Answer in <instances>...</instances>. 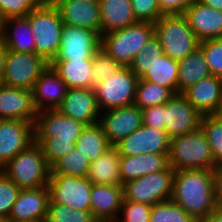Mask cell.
I'll return each mask as SVG.
<instances>
[{
  "label": "cell",
  "mask_w": 222,
  "mask_h": 222,
  "mask_svg": "<svg viewBox=\"0 0 222 222\" xmlns=\"http://www.w3.org/2000/svg\"><path fill=\"white\" fill-rule=\"evenodd\" d=\"M168 157L169 164L174 170H216L219 167L201 128L192 133L170 138Z\"/></svg>",
  "instance_id": "cell-2"
},
{
  "label": "cell",
  "mask_w": 222,
  "mask_h": 222,
  "mask_svg": "<svg viewBox=\"0 0 222 222\" xmlns=\"http://www.w3.org/2000/svg\"><path fill=\"white\" fill-rule=\"evenodd\" d=\"M216 209L222 211V166L216 169Z\"/></svg>",
  "instance_id": "cell-48"
},
{
  "label": "cell",
  "mask_w": 222,
  "mask_h": 222,
  "mask_svg": "<svg viewBox=\"0 0 222 222\" xmlns=\"http://www.w3.org/2000/svg\"><path fill=\"white\" fill-rule=\"evenodd\" d=\"M178 71V61L163 54L142 79L169 88L174 94H178Z\"/></svg>",
  "instance_id": "cell-32"
},
{
  "label": "cell",
  "mask_w": 222,
  "mask_h": 222,
  "mask_svg": "<svg viewBox=\"0 0 222 222\" xmlns=\"http://www.w3.org/2000/svg\"><path fill=\"white\" fill-rule=\"evenodd\" d=\"M155 35L152 22H137L102 35L101 49L122 66L129 67L136 54Z\"/></svg>",
  "instance_id": "cell-4"
},
{
  "label": "cell",
  "mask_w": 222,
  "mask_h": 222,
  "mask_svg": "<svg viewBox=\"0 0 222 222\" xmlns=\"http://www.w3.org/2000/svg\"><path fill=\"white\" fill-rule=\"evenodd\" d=\"M64 24L93 29L101 33L99 2L84 0H50Z\"/></svg>",
  "instance_id": "cell-20"
},
{
  "label": "cell",
  "mask_w": 222,
  "mask_h": 222,
  "mask_svg": "<svg viewBox=\"0 0 222 222\" xmlns=\"http://www.w3.org/2000/svg\"><path fill=\"white\" fill-rule=\"evenodd\" d=\"M201 118L182 93L175 94L164 104L165 131L170 138L198 130Z\"/></svg>",
  "instance_id": "cell-14"
},
{
  "label": "cell",
  "mask_w": 222,
  "mask_h": 222,
  "mask_svg": "<svg viewBox=\"0 0 222 222\" xmlns=\"http://www.w3.org/2000/svg\"><path fill=\"white\" fill-rule=\"evenodd\" d=\"M34 142V122L16 119L0 121V170Z\"/></svg>",
  "instance_id": "cell-15"
},
{
  "label": "cell",
  "mask_w": 222,
  "mask_h": 222,
  "mask_svg": "<svg viewBox=\"0 0 222 222\" xmlns=\"http://www.w3.org/2000/svg\"><path fill=\"white\" fill-rule=\"evenodd\" d=\"M50 2V0H43V3Z\"/></svg>",
  "instance_id": "cell-58"
},
{
  "label": "cell",
  "mask_w": 222,
  "mask_h": 222,
  "mask_svg": "<svg viewBox=\"0 0 222 222\" xmlns=\"http://www.w3.org/2000/svg\"><path fill=\"white\" fill-rule=\"evenodd\" d=\"M174 173L175 170L169 166L166 170L123 183L124 200L151 206L171 200Z\"/></svg>",
  "instance_id": "cell-7"
},
{
  "label": "cell",
  "mask_w": 222,
  "mask_h": 222,
  "mask_svg": "<svg viewBox=\"0 0 222 222\" xmlns=\"http://www.w3.org/2000/svg\"><path fill=\"white\" fill-rule=\"evenodd\" d=\"M143 124L165 130L164 105L150 106L142 109Z\"/></svg>",
  "instance_id": "cell-46"
},
{
  "label": "cell",
  "mask_w": 222,
  "mask_h": 222,
  "mask_svg": "<svg viewBox=\"0 0 222 222\" xmlns=\"http://www.w3.org/2000/svg\"><path fill=\"white\" fill-rule=\"evenodd\" d=\"M111 146L143 125L142 110L135 104L101 112L98 122Z\"/></svg>",
  "instance_id": "cell-12"
},
{
  "label": "cell",
  "mask_w": 222,
  "mask_h": 222,
  "mask_svg": "<svg viewBox=\"0 0 222 222\" xmlns=\"http://www.w3.org/2000/svg\"><path fill=\"white\" fill-rule=\"evenodd\" d=\"M21 191L7 175L0 170V219H8L12 211L13 204Z\"/></svg>",
  "instance_id": "cell-42"
},
{
  "label": "cell",
  "mask_w": 222,
  "mask_h": 222,
  "mask_svg": "<svg viewBox=\"0 0 222 222\" xmlns=\"http://www.w3.org/2000/svg\"><path fill=\"white\" fill-rule=\"evenodd\" d=\"M90 211L96 220L115 222L124 200L123 186L93 184Z\"/></svg>",
  "instance_id": "cell-24"
},
{
  "label": "cell",
  "mask_w": 222,
  "mask_h": 222,
  "mask_svg": "<svg viewBox=\"0 0 222 222\" xmlns=\"http://www.w3.org/2000/svg\"><path fill=\"white\" fill-rule=\"evenodd\" d=\"M154 26L163 53L176 61L183 60L199 47L200 41L184 14L162 15Z\"/></svg>",
  "instance_id": "cell-6"
},
{
  "label": "cell",
  "mask_w": 222,
  "mask_h": 222,
  "mask_svg": "<svg viewBox=\"0 0 222 222\" xmlns=\"http://www.w3.org/2000/svg\"><path fill=\"white\" fill-rule=\"evenodd\" d=\"M194 0H158L160 11L165 14H184Z\"/></svg>",
  "instance_id": "cell-47"
},
{
  "label": "cell",
  "mask_w": 222,
  "mask_h": 222,
  "mask_svg": "<svg viewBox=\"0 0 222 222\" xmlns=\"http://www.w3.org/2000/svg\"><path fill=\"white\" fill-rule=\"evenodd\" d=\"M1 170L21 189L48 186L51 174V166L45 159L41 146L35 141Z\"/></svg>",
  "instance_id": "cell-3"
},
{
  "label": "cell",
  "mask_w": 222,
  "mask_h": 222,
  "mask_svg": "<svg viewBox=\"0 0 222 222\" xmlns=\"http://www.w3.org/2000/svg\"><path fill=\"white\" fill-rule=\"evenodd\" d=\"M211 75L222 78V37L200 41Z\"/></svg>",
  "instance_id": "cell-41"
},
{
  "label": "cell",
  "mask_w": 222,
  "mask_h": 222,
  "mask_svg": "<svg viewBox=\"0 0 222 222\" xmlns=\"http://www.w3.org/2000/svg\"><path fill=\"white\" fill-rule=\"evenodd\" d=\"M184 15L199 41L222 37L221 10L206 6L199 0H194Z\"/></svg>",
  "instance_id": "cell-23"
},
{
  "label": "cell",
  "mask_w": 222,
  "mask_h": 222,
  "mask_svg": "<svg viewBox=\"0 0 222 222\" xmlns=\"http://www.w3.org/2000/svg\"><path fill=\"white\" fill-rule=\"evenodd\" d=\"M216 170H175L171 199L194 219L216 209Z\"/></svg>",
  "instance_id": "cell-1"
},
{
  "label": "cell",
  "mask_w": 222,
  "mask_h": 222,
  "mask_svg": "<svg viewBox=\"0 0 222 222\" xmlns=\"http://www.w3.org/2000/svg\"><path fill=\"white\" fill-rule=\"evenodd\" d=\"M200 128L207 137L216 164L222 166V120L215 114L202 115Z\"/></svg>",
  "instance_id": "cell-36"
},
{
  "label": "cell",
  "mask_w": 222,
  "mask_h": 222,
  "mask_svg": "<svg viewBox=\"0 0 222 222\" xmlns=\"http://www.w3.org/2000/svg\"><path fill=\"white\" fill-rule=\"evenodd\" d=\"M4 24H5V18L3 17V15L0 11V39L3 38Z\"/></svg>",
  "instance_id": "cell-52"
},
{
  "label": "cell",
  "mask_w": 222,
  "mask_h": 222,
  "mask_svg": "<svg viewBox=\"0 0 222 222\" xmlns=\"http://www.w3.org/2000/svg\"><path fill=\"white\" fill-rule=\"evenodd\" d=\"M49 201L48 186L21 189L7 220L11 222H45Z\"/></svg>",
  "instance_id": "cell-16"
},
{
  "label": "cell",
  "mask_w": 222,
  "mask_h": 222,
  "mask_svg": "<svg viewBox=\"0 0 222 222\" xmlns=\"http://www.w3.org/2000/svg\"><path fill=\"white\" fill-rule=\"evenodd\" d=\"M163 54L160 40L154 35L144 45L142 50L136 54L129 67L131 71L141 79Z\"/></svg>",
  "instance_id": "cell-35"
},
{
  "label": "cell",
  "mask_w": 222,
  "mask_h": 222,
  "mask_svg": "<svg viewBox=\"0 0 222 222\" xmlns=\"http://www.w3.org/2000/svg\"><path fill=\"white\" fill-rule=\"evenodd\" d=\"M101 35L136 24L131 0H99Z\"/></svg>",
  "instance_id": "cell-26"
},
{
  "label": "cell",
  "mask_w": 222,
  "mask_h": 222,
  "mask_svg": "<svg viewBox=\"0 0 222 222\" xmlns=\"http://www.w3.org/2000/svg\"><path fill=\"white\" fill-rule=\"evenodd\" d=\"M75 147L90 163H92L112 146L108 142L102 126L96 123L88 125L83 129L76 140Z\"/></svg>",
  "instance_id": "cell-31"
},
{
  "label": "cell",
  "mask_w": 222,
  "mask_h": 222,
  "mask_svg": "<svg viewBox=\"0 0 222 222\" xmlns=\"http://www.w3.org/2000/svg\"><path fill=\"white\" fill-rule=\"evenodd\" d=\"M204 5L222 11V0H199Z\"/></svg>",
  "instance_id": "cell-51"
},
{
  "label": "cell",
  "mask_w": 222,
  "mask_h": 222,
  "mask_svg": "<svg viewBox=\"0 0 222 222\" xmlns=\"http://www.w3.org/2000/svg\"><path fill=\"white\" fill-rule=\"evenodd\" d=\"M123 66L116 62L105 51L100 49L93 56L92 68V88L105 79H109L113 74L119 71Z\"/></svg>",
  "instance_id": "cell-40"
},
{
  "label": "cell",
  "mask_w": 222,
  "mask_h": 222,
  "mask_svg": "<svg viewBox=\"0 0 222 222\" xmlns=\"http://www.w3.org/2000/svg\"><path fill=\"white\" fill-rule=\"evenodd\" d=\"M38 111L32 90L4 85L0 90V118L35 122Z\"/></svg>",
  "instance_id": "cell-21"
},
{
  "label": "cell",
  "mask_w": 222,
  "mask_h": 222,
  "mask_svg": "<svg viewBox=\"0 0 222 222\" xmlns=\"http://www.w3.org/2000/svg\"><path fill=\"white\" fill-rule=\"evenodd\" d=\"M3 86H4L3 78L0 77V90H1V88H2Z\"/></svg>",
  "instance_id": "cell-54"
},
{
  "label": "cell",
  "mask_w": 222,
  "mask_h": 222,
  "mask_svg": "<svg viewBox=\"0 0 222 222\" xmlns=\"http://www.w3.org/2000/svg\"><path fill=\"white\" fill-rule=\"evenodd\" d=\"M2 39L8 50L35 53V38L26 17L5 19Z\"/></svg>",
  "instance_id": "cell-27"
},
{
  "label": "cell",
  "mask_w": 222,
  "mask_h": 222,
  "mask_svg": "<svg viewBox=\"0 0 222 222\" xmlns=\"http://www.w3.org/2000/svg\"><path fill=\"white\" fill-rule=\"evenodd\" d=\"M68 89L66 83L49 64L32 88L35 109L38 112L58 109Z\"/></svg>",
  "instance_id": "cell-19"
},
{
  "label": "cell",
  "mask_w": 222,
  "mask_h": 222,
  "mask_svg": "<svg viewBox=\"0 0 222 222\" xmlns=\"http://www.w3.org/2000/svg\"><path fill=\"white\" fill-rule=\"evenodd\" d=\"M58 110L86 126L99 122V110L94 88H69Z\"/></svg>",
  "instance_id": "cell-18"
},
{
  "label": "cell",
  "mask_w": 222,
  "mask_h": 222,
  "mask_svg": "<svg viewBox=\"0 0 222 222\" xmlns=\"http://www.w3.org/2000/svg\"><path fill=\"white\" fill-rule=\"evenodd\" d=\"M7 54H8V49L4 44L3 39H0V77H3L4 74Z\"/></svg>",
  "instance_id": "cell-49"
},
{
  "label": "cell",
  "mask_w": 222,
  "mask_h": 222,
  "mask_svg": "<svg viewBox=\"0 0 222 222\" xmlns=\"http://www.w3.org/2000/svg\"><path fill=\"white\" fill-rule=\"evenodd\" d=\"M39 3L38 0H0V11L5 19L26 17Z\"/></svg>",
  "instance_id": "cell-45"
},
{
  "label": "cell",
  "mask_w": 222,
  "mask_h": 222,
  "mask_svg": "<svg viewBox=\"0 0 222 222\" xmlns=\"http://www.w3.org/2000/svg\"><path fill=\"white\" fill-rule=\"evenodd\" d=\"M58 54L53 61L93 60L101 49L99 31L64 24L61 30Z\"/></svg>",
  "instance_id": "cell-9"
},
{
  "label": "cell",
  "mask_w": 222,
  "mask_h": 222,
  "mask_svg": "<svg viewBox=\"0 0 222 222\" xmlns=\"http://www.w3.org/2000/svg\"><path fill=\"white\" fill-rule=\"evenodd\" d=\"M181 206L172 199L152 206L150 222H195Z\"/></svg>",
  "instance_id": "cell-37"
},
{
  "label": "cell",
  "mask_w": 222,
  "mask_h": 222,
  "mask_svg": "<svg viewBox=\"0 0 222 222\" xmlns=\"http://www.w3.org/2000/svg\"><path fill=\"white\" fill-rule=\"evenodd\" d=\"M90 162L75 147L51 165L50 175L86 177Z\"/></svg>",
  "instance_id": "cell-34"
},
{
  "label": "cell",
  "mask_w": 222,
  "mask_h": 222,
  "mask_svg": "<svg viewBox=\"0 0 222 222\" xmlns=\"http://www.w3.org/2000/svg\"><path fill=\"white\" fill-rule=\"evenodd\" d=\"M50 65L68 88H92L93 60L52 61Z\"/></svg>",
  "instance_id": "cell-29"
},
{
  "label": "cell",
  "mask_w": 222,
  "mask_h": 222,
  "mask_svg": "<svg viewBox=\"0 0 222 222\" xmlns=\"http://www.w3.org/2000/svg\"><path fill=\"white\" fill-rule=\"evenodd\" d=\"M49 64L36 53L8 50L2 77L4 85L32 90L34 84Z\"/></svg>",
  "instance_id": "cell-10"
},
{
  "label": "cell",
  "mask_w": 222,
  "mask_h": 222,
  "mask_svg": "<svg viewBox=\"0 0 222 222\" xmlns=\"http://www.w3.org/2000/svg\"><path fill=\"white\" fill-rule=\"evenodd\" d=\"M35 40V53L51 63L60 47L64 25L51 2L39 3L27 16Z\"/></svg>",
  "instance_id": "cell-5"
},
{
  "label": "cell",
  "mask_w": 222,
  "mask_h": 222,
  "mask_svg": "<svg viewBox=\"0 0 222 222\" xmlns=\"http://www.w3.org/2000/svg\"><path fill=\"white\" fill-rule=\"evenodd\" d=\"M201 115H213L222 103V78L210 75L182 93Z\"/></svg>",
  "instance_id": "cell-22"
},
{
  "label": "cell",
  "mask_w": 222,
  "mask_h": 222,
  "mask_svg": "<svg viewBox=\"0 0 222 222\" xmlns=\"http://www.w3.org/2000/svg\"><path fill=\"white\" fill-rule=\"evenodd\" d=\"M120 156L169 153L170 137L165 130L142 125L114 146Z\"/></svg>",
  "instance_id": "cell-13"
},
{
  "label": "cell",
  "mask_w": 222,
  "mask_h": 222,
  "mask_svg": "<svg viewBox=\"0 0 222 222\" xmlns=\"http://www.w3.org/2000/svg\"><path fill=\"white\" fill-rule=\"evenodd\" d=\"M119 165L120 155L112 146L96 161L90 163L87 177L93 184L123 186Z\"/></svg>",
  "instance_id": "cell-28"
},
{
  "label": "cell",
  "mask_w": 222,
  "mask_h": 222,
  "mask_svg": "<svg viewBox=\"0 0 222 222\" xmlns=\"http://www.w3.org/2000/svg\"><path fill=\"white\" fill-rule=\"evenodd\" d=\"M84 1L92 2V3H97V2H99V0H84Z\"/></svg>",
  "instance_id": "cell-55"
},
{
  "label": "cell",
  "mask_w": 222,
  "mask_h": 222,
  "mask_svg": "<svg viewBox=\"0 0 222 222\" xmlns=\"http://www.w3.org/2000/svg\"><path fill=\"white\" fill-rule=\"evenodd\" d=\"M0 222H8L7 219H0Z\"/></svg>",
  "instance_id": "cell-56"
},
{
  "label": "cell",
  "mask_w": 222,
  "mask_h": 222,
  "mask_svg": "<svg viewBox=\"0 0 222 222\" xmlns=\"http://www.w3.org/2000/svg\"><path fill=\"white\" fill-rule=\"evenodd\" d=\"M195 222H222V211L215 209L207 216L197 219Z\"/></svg>",
  "instance_id": "cell-50"
},
{
  "label": "cell",
  "mask_w": 222,
  "mask_h": 222,
  "mask_svg": "<svg viewBox=\"0 0 222 222\" xmlns=\"http://www.w3.org/2000/svg\"><path fill=\"white\" fill-rule=\"evenodd\" d=\"M151 205L123 200L119 213L123 215L121 220L115 222H150Z\"/></svg>",
  "instance_id": "cell-43"
},
{
  "label": "cell",
  "mask_w": 222,
  "mask_h": 222,
  "mask_svg": "<svg viewBox=\"0 0 222 222\" xmlns=\"http://www.w3.org/2000/svg\"><path fill=\"white\" fill-rule=\"evenodd\" d=\"M139 78L130 67L123 66L109 79L94 86L96 100L101 112L134 104Z\"/></svg>",
  "instance_id": "cell-8"
},
{
  "label": "cell",
  "mask_w": 222,
  "mask_h": 222,
  "mask_svg": "<svg viewBox=\"0 0 222 222\" xmlns=\"http://www.w3.org/2000/svg\"><path fill=\"white\" fill-rule=\"evenodd\" d=\"M34 141L41 146L44 157L50 166L73 150L76 143L72 140H56V137H34Z\"/></svg>",
  "instance_id": "cell-39"
},
{
  "label": "cell",
  "mask_w": 222,
  "mask_h": 222,
  "mask_svg": "<svg viewBox=\"0 0 222 222\" xmlns=\"http://www.w3.org/2000/svg\"><path fill=\"white\" fill-rule=\"evenodd\" d=\"M92 185L87 176L50 175L49 203L63 204L72 210H90Z\"/></svg>",
  "instance_id": "cell-11"
},
{
  "label": "cell",
  "mask_w": 222,
  "mask_h": 222,
  "mask_svg": "<svg viewBox=\"0 0 222 222\" xmlns=\"http://www.w3.org/2000/svg\"><path fill=\"white\" fill-rule=\"evenodd\" d=\"M135 18L139 22L155 23L162 15L158 0H131Z\"/></svg>",
  "instance_id": "cell-44"
},
{
  "label": "cell",
  "mask_w": 222,
  "mask_h": 222,
  "mask_svg": "<svg viewBox=\"0 0 222 222\" xmlns=\"http://www.w3.org/2000/svg\"><path fill=\"white\" fill-rule=\"evenodd\" d=\"M215 115L222 120V103L220 104L219 110Z\"/></svg>",
  "instance_id": "cell-53"
},
{
  "label": "cell",
  "mask_w": 222,
  "mask_h": 222,
  "mask_svg": "<svg viewBox=\"0 0 222 222\" xmlns=\"http://www.w3.org/2000/svg\"><path fill=\"white\" fill-rule=\"evenodd\" d=\"M174 95L169 88L141 78L137 83L134 104L142 110L150 106L164 105Z\"/></svg>",
  "instance_id": "cell-33"
},
{
  "label": "cell",
  "mask_w": 222,
  "mask_h": 222,
  "mask_svg": "<svg viewBox=\"0 0 222 222\" xmlns=\"http://www.w3.org/2000/svg\"><path fill=\"white\" fill-rule=\"evenodd\" d=\"M85 127V124L63 115L58 109L43 110L37 113L34 137L76 141Z\"/></svg>",
  "instance_id": "cell-17"
},
{
  "label": "cell",
  "mask_w": 222,
  "mask_h": 222,
  "mask_svg": "<svg viewBox=\"0 0 222 222\" xmlns=\"http://www.w3.org/2000/svg\"><path fill=\"white\" fill-rule=\"evenodd\" d=\"M94 222H106V221H103V220H95Z\"/></svg>",
  "instance_id": "cell-57"
},
{
  "label": "cell",
  "mask_w": 222,
  "mask_h": 222,
  "mask_svg": "<svg viewBox=\"0 0 222 222\" xmlns=\"http://www.w3.org/2000/svg\"><path fill=\"white\" fill-rule=\"evenodd\" d=\"M95 220L90 210H72L63 204L49 203L45 222H94Z\"/></svg>",
  "instance_id": "cell-38"
},
{
  "label": "cell",
  "mask_w": 222,
  "mask_h": 222,
  "mask_svg": "<svg viewBox=\"0 0 222 222\" xmlns=\"http://www.w3.org/2000/svg\"><path fill=\"white\" fill-rule=\"evenodd\" d=\"M178 93H183L199 80L211 75L203 51L198 47L178 61Z\"/></svg>",
  "instance_id": "cell-30"
},
{
  "label": "cell",
  "mask_w": 222,
  "mask_h": 222,
  "mask_svg": "<svg viewBox=\"0 0 222 222\" xmlns=\"http://www.w3.org/2000/svg\"><path fill=\"white\" fill-rule=\"evenodd\" d=\"M169 153H148L135 156H120V176L122 183L138 179L152 172L166 170L169 164Z\"/></svg>",
  "instance_id": "cell-25"
}]
</instances>
